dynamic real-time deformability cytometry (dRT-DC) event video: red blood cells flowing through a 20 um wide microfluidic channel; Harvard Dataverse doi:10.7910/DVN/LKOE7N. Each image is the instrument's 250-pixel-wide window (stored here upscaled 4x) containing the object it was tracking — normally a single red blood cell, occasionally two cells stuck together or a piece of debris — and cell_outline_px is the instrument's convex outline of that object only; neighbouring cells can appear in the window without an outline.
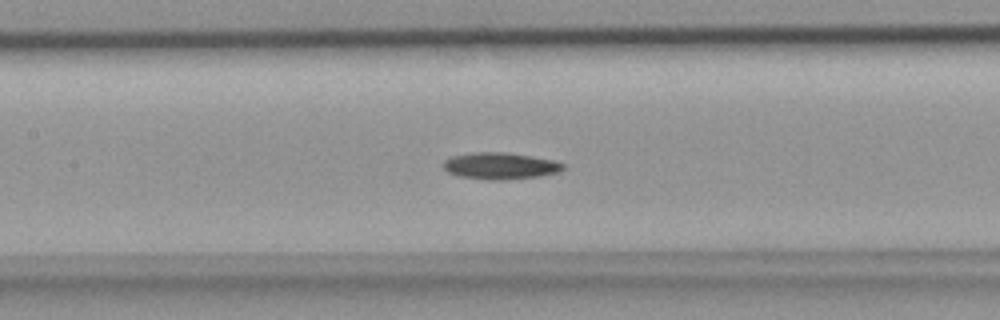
{"species": "common noctule bat (a hibernating species)", "species_latin": "Nyctalus noctula", "temperature_condition": "room temperature", "stored_images_in_passage": 41, "camera_frame_rate_fps": 3000, "um_per_image_px": 0.085, "animal": {"sex": "female", "body_mass_g": 18.4}, "frame": {"image": 1, "passage_image": 17, "time_ms": 5.333, "image_size_px": [1000, 320], "cell_outline_px": [[568, 168], [560, 172], [540, 176], [500, 180], [488, 180], [460, 176], [448, 172], [444, 168], [444, 160], [452, 156], [476, 152], [504, 152], [556, 160], [564, 164]], "centroid_in_image_um": [42.58, 14.1], "position_along_channel_um": 164.8, "area_um2": 18.67}}
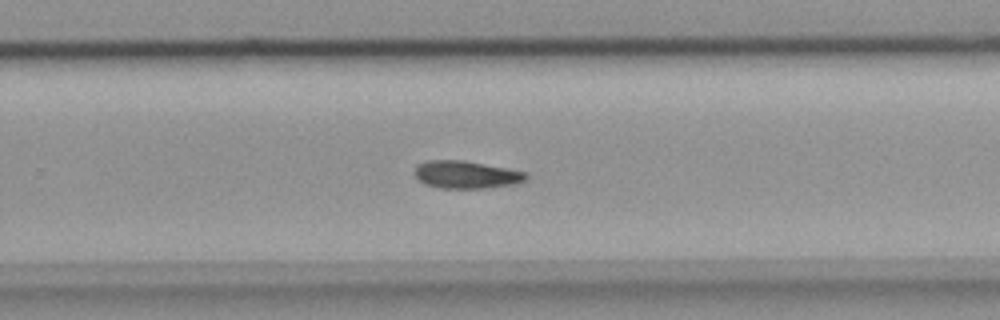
{"frame": {"image": 2, "passage_image": 25, "time_ms": 8.0, "image_size_px": [1000, 320], "cell_outline_px": [[528, 176], [524, 180], [516, 184], [484, 188], [440, 188], [424, 184], [416, 176], [416, 164], [428, 160], [464, 160], [524, 172]], "centroid_in_image_um": [39.59, 14.84], "position_along_channel_um": 290.2, "area_um2": 17.69}}
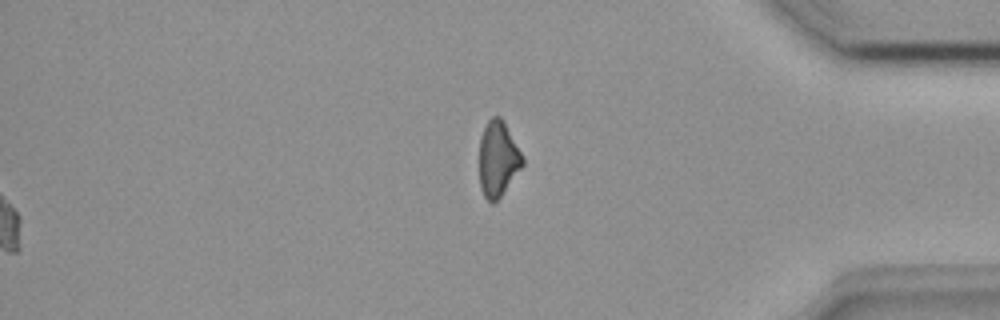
{"frame": {"image": 3, "passage_image": 41, "time_ms": 13.333, "image_size_px": [1000, 320], "cell_outline_px": [[524, 164], [500, 196], [492, 204], [484, 196], [480, 188], [480, 136], [488, 120], [492, 116], [500, 116], [504, 120], [524, 156]], "centroid_in_image_um": [42.34, 13.46], "position_along_channel_um": 392.9, "area_um2": 19.02}}